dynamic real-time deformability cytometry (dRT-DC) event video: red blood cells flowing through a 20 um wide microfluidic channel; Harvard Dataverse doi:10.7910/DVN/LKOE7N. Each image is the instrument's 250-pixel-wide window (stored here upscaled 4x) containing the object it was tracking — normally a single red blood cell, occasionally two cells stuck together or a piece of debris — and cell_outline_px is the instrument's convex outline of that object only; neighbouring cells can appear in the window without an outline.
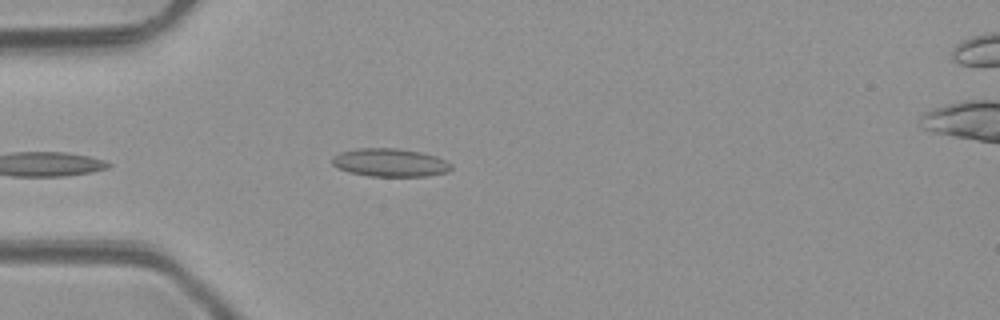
{"species": "common noctule bat (a hibernating species)", "species_latin": "Nyctalus noctula", "temperature_condition": "room temperature", "stored_images_in_passage": 4, "camera_frame_rate_fps": 3000, "um_per_image_px": 0.085, "animal": {"sex": "male", "body_mass_g": 23.1, "forearm_length_mm": 52.7}, "frame": {"image": 1, "passage_image": 4, "time_ms": 4.333, "image_size_px": [1000, 320], "cell_outline_px": [[452, 168], [448, 172], [428, 176], [368, 176], [348, 172], [336, 168], [332, 164], [332, 156], [340, 152], [356, 148], [400, 148], [420, 152], [436, 156], [452, 164]], "centroid_in_image_um": [33.13, 13.82], "position_along_channel_um": 51.9, "area_um2": 19.77}}